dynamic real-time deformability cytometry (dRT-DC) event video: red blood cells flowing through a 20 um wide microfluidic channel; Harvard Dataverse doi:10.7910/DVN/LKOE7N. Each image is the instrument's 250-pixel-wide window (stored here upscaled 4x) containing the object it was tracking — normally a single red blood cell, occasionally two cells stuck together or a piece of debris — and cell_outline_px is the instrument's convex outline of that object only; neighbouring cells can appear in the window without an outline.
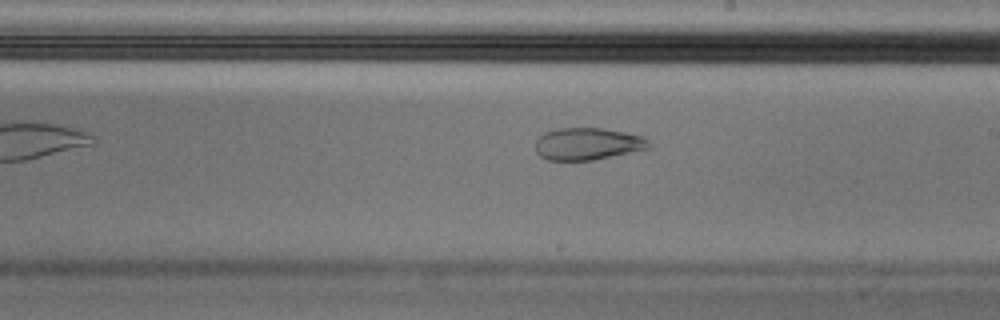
{"species": "Egyptian fruit bat (a non-hibernating species)", "species_latin": "Rousettus aegyptiacus", "temperature_condition": "cold", "stored_images_in_passage": 34, "camera_frame_rate_fps": 3000, "um_per_image_px": 0.085, "animal": {"sex": "male"}, "frame": {"image": 1, "passage_image": 15, "time_ms": 4.667, "image_size_px": [1000, 320], "cell_outline_px": [[652, 148], [592, 160], [548, 160], [540, 156], [536, 152], [536, 140], [544, 132], [556, 128], [604, 128], [644, 136], [652, 144]], "centroid_in_image_um": [49.97, 12.22], "position_along_channel_um": 239.0, "area_um2": 21.44}}